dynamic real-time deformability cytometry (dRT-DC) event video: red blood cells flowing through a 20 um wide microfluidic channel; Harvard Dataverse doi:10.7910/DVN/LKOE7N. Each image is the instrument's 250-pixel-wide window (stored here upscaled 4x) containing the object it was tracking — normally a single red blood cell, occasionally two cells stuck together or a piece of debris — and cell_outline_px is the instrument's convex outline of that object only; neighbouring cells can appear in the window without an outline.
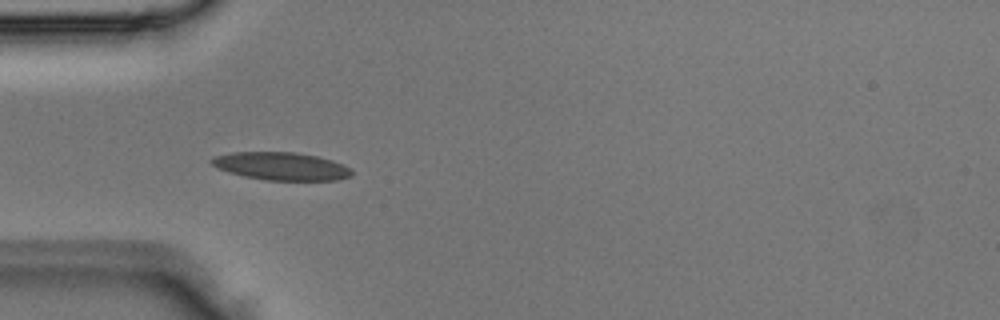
{"species": "Egyptian fruit bat (a non-hibernating species)", "species_latin": "Rousettus aegyptiacus", "temperature_condition": "room temperature", "stored_images_in_passage": 4, "camera_frame_rate_fps": 3000, "um_per_image_px": 0.085, "animal": {"sex": "male"}, "frame": {"image": 1, "passage_image": 3, "time_ms": 0.667, "image_size_px": [1000, 320], "cell_outline_px": [[352, 176], [336, 180], [264, 180], [244, 176], [228, 172], [212, 164], [208, 160], [212, 156], [232, 152], [296, 152], [316, 156], [332, 160], [348, 168], [352, 172]], "centroid_in_image_um": [23.85, 14.12], "position_along_channel_um": 61.1, "area_um2": 22.66}}
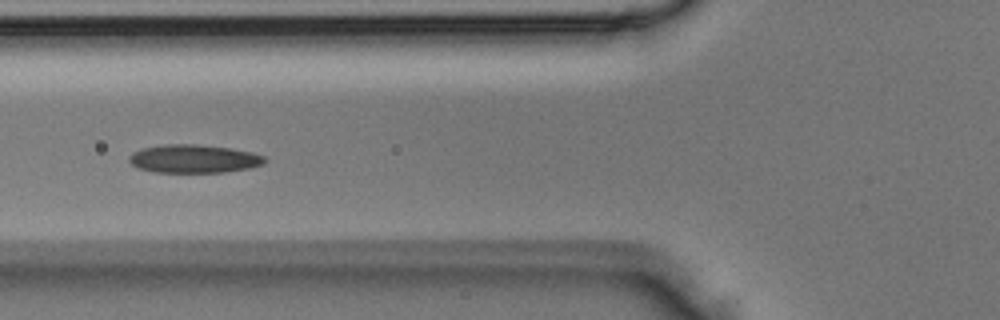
{"frame": {"image": 2, "passage_image": 4, "time_ms": 1.0, "image_size_px": [1000, 320], "cell_outline_px": [[268, 160], [264, 164], [248, 168], [224, 172], [156, 172], [140, 168], [132, 164], [128, 160], [128, 156], [132, 152], [144, 148], [164, 144], [196, 144], [232, 148], [252, 152], [264, 156]], "centroid_in_image_um": [16.5, 13.49], "position_along_channel_um": 109.3, "area_um2": 22.37}}